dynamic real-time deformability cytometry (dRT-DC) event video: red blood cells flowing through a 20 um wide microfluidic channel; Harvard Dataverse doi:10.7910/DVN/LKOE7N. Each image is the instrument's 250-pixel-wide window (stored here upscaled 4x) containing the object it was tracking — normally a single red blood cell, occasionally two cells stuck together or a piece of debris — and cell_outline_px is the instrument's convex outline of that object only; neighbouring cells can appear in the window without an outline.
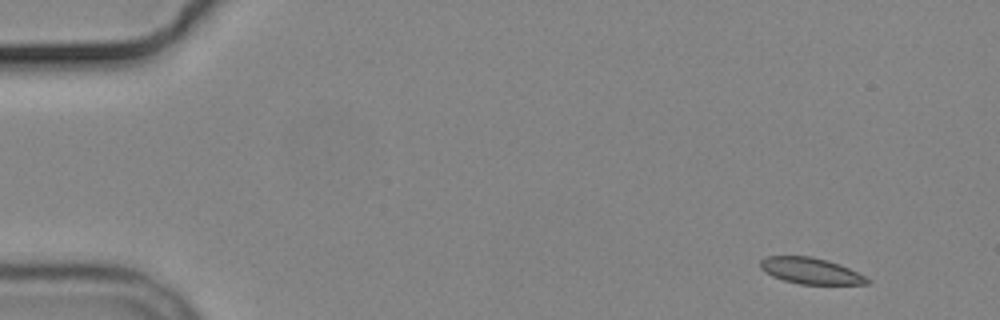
{"species": "common noctule bat (a hibernating species)", "species_latin": "Nyctalus noctula", "temperature_condition": "cold", "stored_images_in_passage": 4, "camera_frame_rate_fps": 3000, "um_per_image_px": 0.085, "animal": {"sex": "male", "body_mass_g": 19.2, "forearm_length_mm": 51.8}, "frame": {"image": 1, "passage_image": 1, "time_ms": 0.0, "image_size_px": [1000, 320], "cell_outline_px": [[872, 280], [868, 284], [800, 284], [784, 280], [772, 276], [764, 272], [760, 268], [760, 260], [768, 256], [812, 256], [828, 260], [840, 264]], "centroid_in_image_um": [68.89, 23.02], "position_along_channel_um": 16.1, "area_um2": 16.3}}
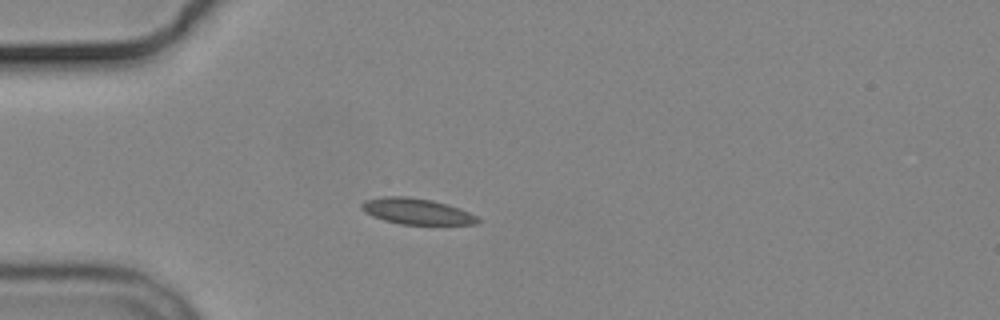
{"frame": {"image": 2, "passage_image": 4, "time_ms": 3.667, "image_size_px": [1000, 320], "cell_outline_px": [[480, 220], [476, 224], [400, 224], [384, 220], [372, 216], [364, 212], [360, 208], [360, 204], [364, 200], [384, 196], [408, 196], [432, 200], [448, 204], [460, 208], [476, 216]], "centroid_in_image_um": [35.37, 17.95], "position_along_channel_um": 49.6, "area_um2": 17.63}}